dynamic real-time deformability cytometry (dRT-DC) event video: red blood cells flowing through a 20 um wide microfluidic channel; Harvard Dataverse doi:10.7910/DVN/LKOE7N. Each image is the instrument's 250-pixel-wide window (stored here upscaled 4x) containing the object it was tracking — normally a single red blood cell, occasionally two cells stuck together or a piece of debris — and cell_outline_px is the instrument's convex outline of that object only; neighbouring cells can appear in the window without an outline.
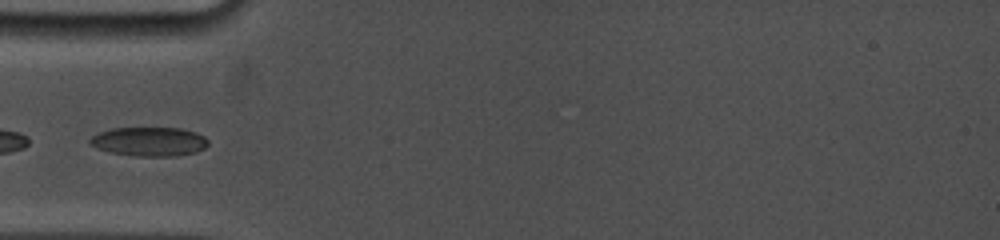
{"species": "common noctule bat (a hibernating species)", "species_latin": "Nyctalus noctula", "temperature_condition": "cold", "stored_images_in_passage": 13, "camera_frame_rate_fps": 5000, "um_per_image_px": 0.085, "animal": {"sex": "female", "body_mass_g": 19.0, "forearm_length_mm": 53.3}, "frame": {"image": 1, "passage_image": 1, "time_ms": 0.0, "image_size_px": [1000, 240], "cell_outline_px": [[208, 144], [204, 148], [196, 152], [176, 156], [136, 156], [108, 152], [96, 148], [88, 144], [88, 140], [92, 136], [100, 132], [112, 128], [184, 128], [196, 132], [204, 136], [208, 140]], "centroid_in_image_um": [12.67, 12.03], "position_along_channel_um": 72.3, "area_um2": 20.23}}
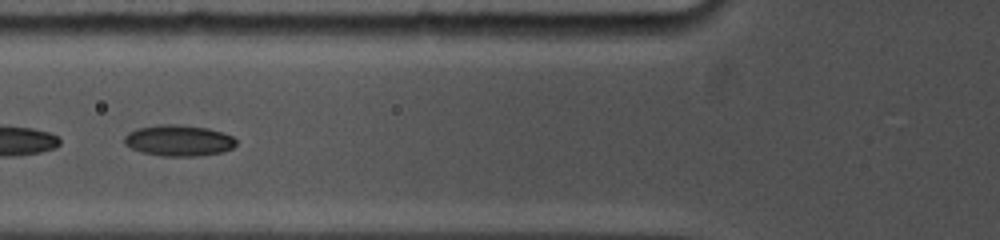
{"frame": {"image": 2, "passage_image": 3, "time_ms": 1.0, "image_size_px": [1000, 240], "cell_outline_px": [[236, 144], [232, 148], [224, 152], [196, 156], [160, 156], [140, 152], [124, 144], [124, 136], [128, 132], [136, 128], [160, 124], [180, 124], [208, 128], [224, 132], [232, 136], [236, 140]], "centroid_in_image_um": [15.18, 11.94], "position_along_channel_um": 110.6, "area_um2": 20.58}}